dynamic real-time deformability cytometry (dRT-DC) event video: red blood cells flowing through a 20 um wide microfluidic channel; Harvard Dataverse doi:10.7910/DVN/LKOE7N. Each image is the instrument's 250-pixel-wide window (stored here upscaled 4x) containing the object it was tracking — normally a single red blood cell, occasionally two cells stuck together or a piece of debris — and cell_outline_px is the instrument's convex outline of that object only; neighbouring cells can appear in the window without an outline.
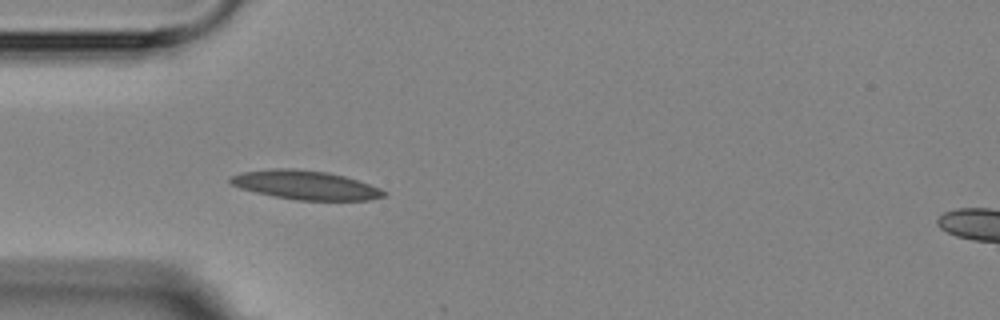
{"species": "Egyptian fruit bat (a non-hibernating species)", "species_latin": "Rousettus aegyptiacus", "temperature_condition": "room temperature", "stored_images_in_passage": 4, "camera_frame_rate_fps": 3000, "um_per_image_px": 0.085, "animal": {"sex": "female"}, "frame": {"image": 1, "passage_image": 4, "time_ms": 3.333, "image_size_px": [1000, 320], "cell_outline_px": [[388, 192], [384, 196], [368, 200], [296, 200], [272, 196], [240, 188], [232, 184], [228, 180], [228, 176], [240, 172], [272, 168], [292, 168], [328, 172], [344, 176], [380, 188]], "centroid_in_image_um": [25.91, 15.72], "position_along_channel_um": 59.1, "area_um2": 25.95}}